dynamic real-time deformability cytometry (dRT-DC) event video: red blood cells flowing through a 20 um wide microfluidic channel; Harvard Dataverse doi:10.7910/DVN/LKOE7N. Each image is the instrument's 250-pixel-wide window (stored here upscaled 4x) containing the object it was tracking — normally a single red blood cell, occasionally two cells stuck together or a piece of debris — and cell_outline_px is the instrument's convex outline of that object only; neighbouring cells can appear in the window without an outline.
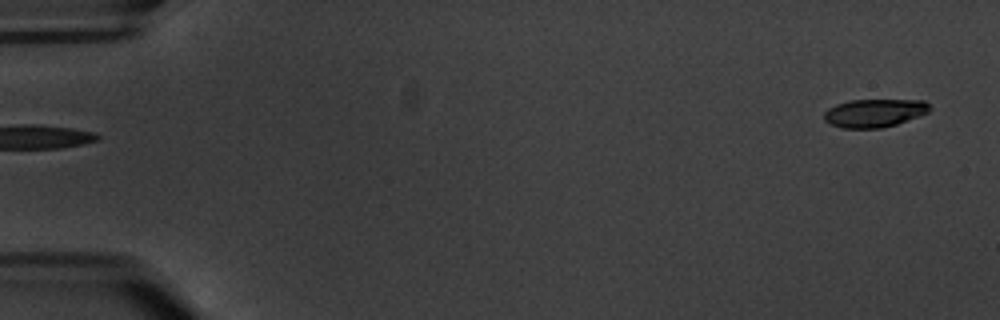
{"species": "common noctule bat (a hibernating species)", "species_latin": "Nyctalus noctula", "temperature_condition": "warm", "stored_images_in_passage": 7, "segment_of_instrument_passage": [2, 2], "camera_frame_rate_fps": 3000, "um_per_image_px": 0.085, "animal": {"sex": "male", "body_mass_g": 20.1, "forearm_length_mm": 53.5}, "frame": {"image": 1, "passage_image": 7, "time_ms": 7.0, "image_size_px": [1000, 320], "cell_outline_px": [[932, 108], [928, 112], [920, 116], [896, 124], [880, 128], [840, 128], [824, 120], [824, 112], [828, 108], [836, 104], [848, 100], [924, 100]], "centroid_in_image_um": [74.32, 9.6], "position_along_channel_um": 10.7, "area_um2": 17.4}}